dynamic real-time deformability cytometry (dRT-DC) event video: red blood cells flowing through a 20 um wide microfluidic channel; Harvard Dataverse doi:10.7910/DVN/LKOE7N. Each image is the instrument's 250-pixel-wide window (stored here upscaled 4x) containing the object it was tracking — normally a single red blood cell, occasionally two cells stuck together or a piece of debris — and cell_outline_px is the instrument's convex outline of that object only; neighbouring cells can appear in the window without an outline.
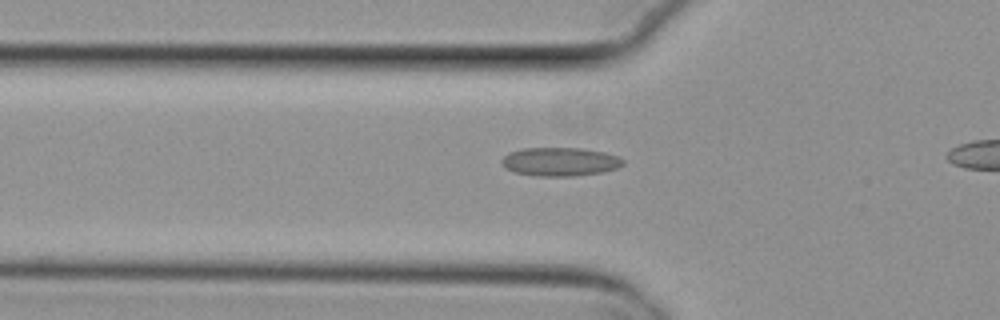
{"species": "common noctule bat (a hibernating species)", "species_latin": "Nyctalus noctula", "temperature_condition": "cold", "stored_images_in_passage": 31, "camera_frame_rate_fps": 3000, "um_per_image_px": 0.085, "animal": {"sex": "female", "body_mass_g": 29.2, "forearm_length_mm": 56.3}, "frame": {"image": 1, "passage_image": 3, "time_ms": 0.667, "image_size_px": [1000, 320], "cell_outline_px": [[624, 164], [616, 168], [604, 172], [572, 176], [540, 176], [516, 172], [504, 168], [500, 160], [508, 152], [520, 148], [584, 148], [604, 152], [616, 156], [624, 160]], "centroid_in_image_um": [47.58, 13.74], "position_along_channel_um": 78.2, "area_um2": 20.29}}
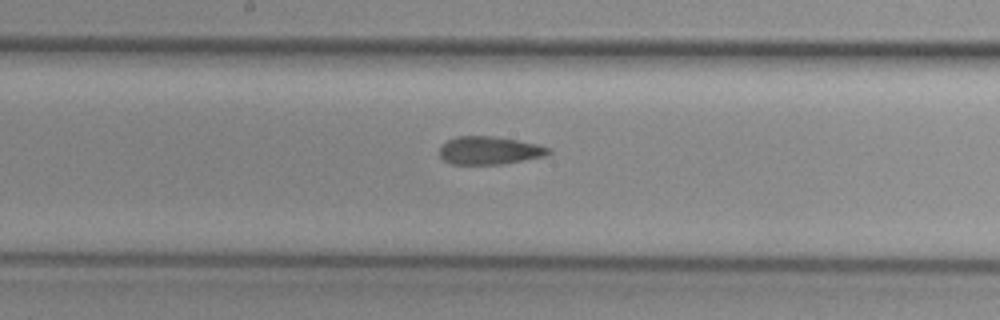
{"frame": {"image": 2, "passage_image": 13, "time_ms": 4.0, "image_size_px": [1000, 320], "cell_outline_px": [[552, 152], [544, 156], [500, 164], [452, 164], [444, 160], [440, 156], [440, 144], [456, 136], [492, 136], [516, 140], [536, 144], [552, 148]], "centroid_in_image_um": [41.58, 12.78], "position_along_channel_um": 206.6, "area_um2": 17.69}}
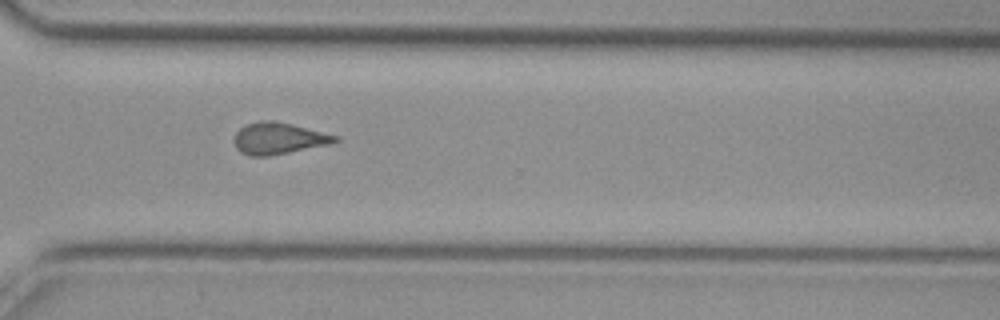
{"frame": {"image": 3, "passage_image": 24, "time_ms": 7.667, "image_size_px": [1000, 320], "cell_outline_px": [[340, 140], [332, 144], [268, 156], [252, 156], [240, 152], [236, 148], [232, 140], [236, 132], [244, 124], [264, 120], [276, 120], [340, 136]], "centroid_in_image_um": [23.68, 11.75], "position_along_channel_um": 346.9, "area_um2": 18.9}, "authors_computed_cell_mechanics": {"area_um2": 18.4382, "velocity_mm_per_s": 3.8307, "shape_relaxation_time_tau1_ms": null, "shape_relaxation_time_tau2_ms": 2.7522, "deformation_change_tau1": null, "deformation_change_tau2": 0.1165}}